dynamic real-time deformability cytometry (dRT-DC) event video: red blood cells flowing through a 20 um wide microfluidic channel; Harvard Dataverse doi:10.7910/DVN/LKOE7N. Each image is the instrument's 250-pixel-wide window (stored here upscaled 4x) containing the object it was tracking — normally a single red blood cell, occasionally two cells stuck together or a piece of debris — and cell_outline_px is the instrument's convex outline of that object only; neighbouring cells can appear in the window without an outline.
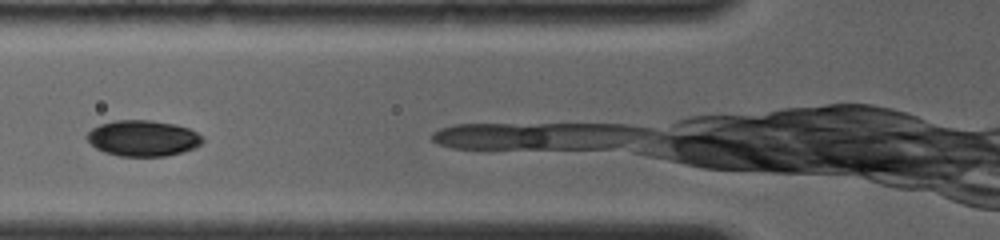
{"species": "common noctule bat (a hibernating species)", "species_latin": "Nyctalus noctula", "temperature_condition": "room temperature", "stored_images_in_passage": 13, "camera_frame_rate_fps": 4000, "um_per_image_px": 0.085, "animal": {"sex": "female", "body_mass_g": 19.0, "forearm_length_mm": 56.7}, "frame": {"image": 1, "passage_image": 5, "time_ms": 1.5, "image_size_px": [1000, 240], "cell_outline_px": [[204, 140], [196, 148], [164, 156], [120, 156], [104, 152], [96, 148], [84, 136], [92, 128], [100, 124], [116, 120], [152, 120], [176, 124], [188, 128], [204, 136]], "centroid_in_image_um": [12.15, 11.74], "position_along_channel_um": 113.6, "area_um2": 24.28}}